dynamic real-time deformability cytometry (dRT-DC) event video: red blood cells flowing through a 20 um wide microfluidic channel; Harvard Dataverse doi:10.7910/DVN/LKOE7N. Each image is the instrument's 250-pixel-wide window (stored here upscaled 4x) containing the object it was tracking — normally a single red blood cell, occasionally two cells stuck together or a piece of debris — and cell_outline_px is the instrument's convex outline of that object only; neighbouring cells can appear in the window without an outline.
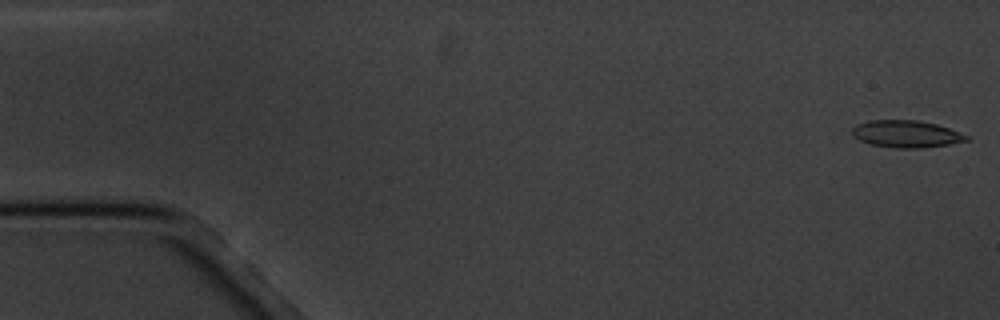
{"species": "common noctule bat (a hibernating species)", "species_latin": "Nyctalus noctula", "temperature_condition": "cold", "stored_images_in_passage": 5, "segment_of_instrument_passage": [1, 2], "camera_frame_rate_fps": 3000, "um_per_image_px": 0.085, "animal": {"sex": "male", "body_mass_g": 20.1, "forearm_length_mm": 53.5}, "frame": {"image": 1, "passage_image": 1, "time_ms": 0.0, "image_size_px": [1000, 320], "cell_outline_px": [[968, 140], [948, 144], [920, 148], [896, 148], [872, 144], [860, 140], [852, 132], [852, 128], [856, 124], [868, 120], [916, 120], [936, 124], [948, 128], [968, 136]], "centroid_in_image_um": [77.0, 11.38], "position_along_channel_um": 8.0, "area_um2": 17.74}}
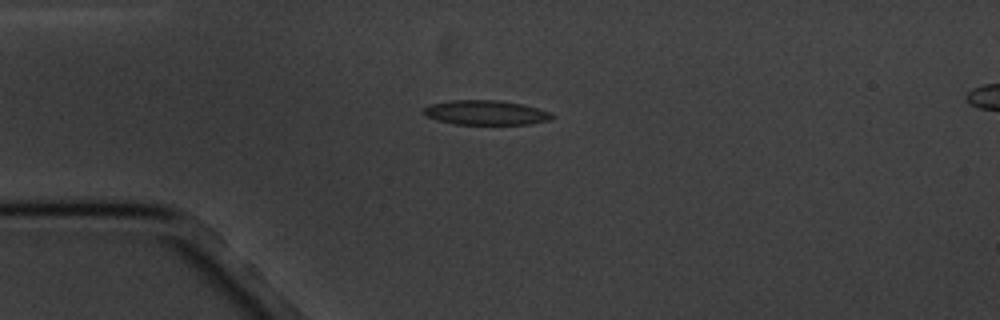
{"frame": {"image": 2, "passage_image": 4, "time_ms": 4.333, "image_size_px": [1000, 320], "cell_outline_px": [[556, 116], [548, 120], [528, 124], [456, 124], [436, 120], [420, 112], [428, 104], [452, 100], [500, 100], [524, 104], [552, 112]], "centroid_in_image_um": [41.29, 9.56], "position_along_channel_um": 43.7, "area_um2": 18.55}}